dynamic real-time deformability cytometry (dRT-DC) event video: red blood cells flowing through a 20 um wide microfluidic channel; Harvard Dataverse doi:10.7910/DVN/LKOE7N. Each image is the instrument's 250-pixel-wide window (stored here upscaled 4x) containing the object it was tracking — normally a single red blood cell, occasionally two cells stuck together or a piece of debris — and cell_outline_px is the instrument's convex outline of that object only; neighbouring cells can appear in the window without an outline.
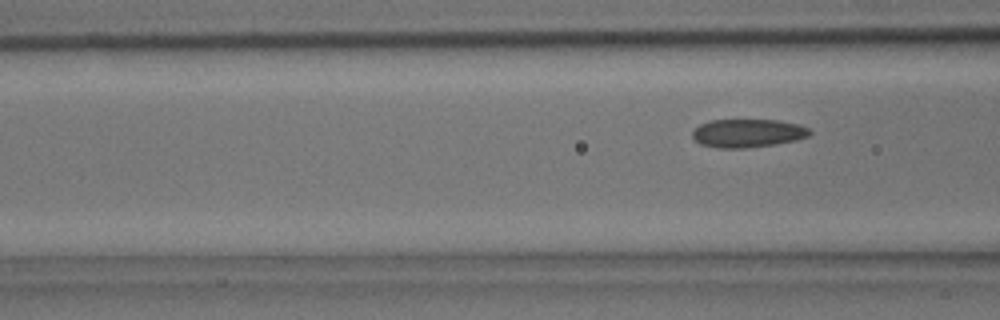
{"species": "common noctule bat (a hibernating species)", "species_latin": "Nyctalus noctula", "temperature_condition": "room temperature", "stored_images_in_passage": 3, "camera_frame_rate_fps": 3000, "um_per_image_px": 0.085, "animal": {"sex": "male", "body_mass_g": 15.6}, "frame": {"image": 1, "passage_image": 3, "time_ms": 0.667, "image_size_px": [1000, 320], "cell_outline_px": [[812, 132], [808, 136], [796, 140], [776, 144], [744, 148], [716, 148], [700, 144], [692, 136], [692, 132], [700, 124], [712, 120], [776, 120], [796, 124], [808, 128]], "centroid_in_image_um": [63.54, 11.33], "position_along_channel_um": 103.1, "area_um2": 19.25}}